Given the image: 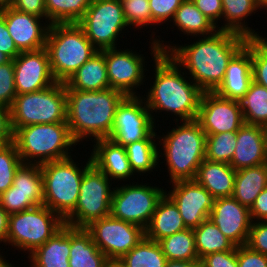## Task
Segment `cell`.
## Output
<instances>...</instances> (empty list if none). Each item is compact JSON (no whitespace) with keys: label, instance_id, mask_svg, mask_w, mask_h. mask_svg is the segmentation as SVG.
<instances>
[{"label":"cell","instance_id":"55","mask_svg":"<svg viewBox=\"0 0 267 267\" xmlns=\"http://www.w3.org/2000/svg\"><path fill=\"white\" fill-rule=\"evenodd\" d=\"M102 267H124V265L120 260L107 259Z\"/></svg>","mask_w":267,"mask_h":267},{"label":"cell","instance_id":"33","mask_svg":"<svg viewBox=\"0 0 267 267\" xmlns=\"http://www.w3.org/2000/svg\"><path fill=\"white\" fill-rule=\"evenodd\" d=\"M156 129L146 138L127 144L125 147L128 161L135 175L153 172L160 162L159 147L156 144L158 139ZM156 138V139H155Z\"/></svg>","mask_w":267,"mask_h":267},{"label":"cell","instance_id":"53","mask_svg":"<svg viewBox=\"0 0 267 267\" xmlns=\"http://www.w3.org/2000/svg\"><path fill=\"white\" fill-rule=\"evenodd\" d=\"M9 224V214L0 205V244H6Z\"/></svg>","mask_w":267,"mask_h":267},{"label":"cell","instance_id":"46","mask_svg":"<svg viewBox=\"0 0 267 267\" xmlns=\"http://www.w3.org/2000/svg\"><path fill=\"white\" fill-rule=\"evenodd\" d=\"M200 260L202 267H238L237 246L230 251L208 254Z\"/></svg>","mask_w":267,"mask_h":267},{"label":"cell","instance_id":"8","mask_svg":"<svg viewBox=\"0 0 267 267\" xmlns=\"http://www.w3.org/2000/svg\"><path fill=\"white\" fill-rule=\"evenodd\" d=\"M10 115L14 133L34 124L67 123L65 83L56 82L38 92L16 95Z\"/></svg>","mask_w":267,"mask_h":267},{"label":"cell","instance_id":"6","mask_svg":"<svg viewBox=\"0 0 267 267\" xmlns=\"http://www.w3.org/2000/svg\"><path fill=\"white\" fill-rule=\"evenodd\" d=\"M14 143L23 163L43 164L71 157L77 143L67 123L34 124L19 128Z\"/></svg>","mask_w":267,"mask_h":267},{"label":"cell","instance_id":"27","mask_svg":"<svg viewBox=\"0 0 267 267\" xmlns=\"http://www.w3.org/2000/svg\"><path fill=\"white\" fill-rule=\"evenodd\" d=\"M110 88L103 50L97 51L66 82V90L102 91Z\"/></svg>","mask_w":267,"mask_h":267},{"label":"cell","instance_id":"13","mask_svg":"<svg viewBox=\"0 0 267 267\" xmlns=\"http://www.w3.org/2000/svg\"><path fill=\"white\" fill-rule=\"evenodd\" d=\"M85 229L107 259L120 260L145 237L139 225L107 216L91 222Z\"/></svg>","mask_w":267,"mask_h":267},{"label":"cell","instance_id":"3","mask_svg":"<svg viewBox=\"0 0 267 267\" xmlns=\"http://www.w3.org/2000/svg\"><path fill=\"white\" fill-rule=\"evenodd\" d=\"M125 97L112 88L93 92L66 90L67 124L74 141L78 144L87 138H108L116 108Z\"/></svg>","mask_w":267,"mask_h":267},{"label":"cell","instance_id":"16","mask_svg":"<svg viewBox=\"0 0 267 267\" xmlns=\"http://www.w3.org/2000/svg\"><path fill=\"white\" fill-rule=\"evenodd\" d=\"M0 205L10 215L43 205V176L39 164L22 163L12 186L0 194Z\"/></svg>","mask_w":267,"mask_h":267},{"label":"cell","instance_id":"11","mask_svg":"<svg viewBox=\"0 0 267 267\" xmlns=\"http://www.w3.org/2000/svg\"><path fill=\"white\" fill-rule=\"evenodd\" d=\"M77 24L98 51L117 48L118 37L129 27L119 0H93Z\"/></svg>","mask_w":267,"mask_h":267},{"label":"cell","instance_id":"48","mask_svg":"<svg viewBox=\"0 0 267 267\" xmlns=\"http://www.w3.org/2000/svg\"><path fill=\"white\" fill-rule=\"evenodd\" d=\"M196 7L218 28L222 18V0H192ZM218 24V25H217Z\"/></svg>","mask_w":267,"mask_h":267},{"label":"cell","instance_id":"56","mask_svg":"<svg viewBox=\"0 0 267 267\" xmlns=\"http://www.w3.org/2000/svg\"><path fill=\"white\" fill-rule=\"evenodd\" d=\"M6 257L2 256L0 253V267H16L13 264L9 263V260L5 259Z\"/></svg>","mask_w":267,"mask_h":267},{"label":"cell","instance_id":"35","mask_svg":"<svg viewBox=\"0 0 267 267\" xmlns=\"http://www.w3.org/2000/svg\"><path fill=\"white\" fill-rule=\"evenodd\" d=\"M244 122L267 126V88L252 81L248 91L240 100Z\"/></svg>","mask_w":267,"mask_h":267},{"label":"cell","instance_id":"32","mask_svg":"<svg viewBox=\"0 0 267 267\" xmlns=\"http://www.w3.org/2000/svg\"><path fill=\"white\" fill-rule=\"evenodd\" d=\"M173 25L182 34L193 37H203L214 34L218 28L194 4L192 0H184L176 10Z\"/></svg>","mask_w":267,"mask_h":267},{"label":"cell","instance_id":"22","mask_svg":"<svg viewBox=\"0 0 267 267\" xmlns=\"http://www.w3.org/2000/svg\"><path fill=\"white\" fill-rule=\"evenodd\" d=\"M253 81L251 38L228 62L225 77L214 91L220 97L240 101Z\"/></svg>","mask_w":267,"mask_h":267},{"label":"cell","instance_id":"60","mask_svg":"<svg viewBox=\"0 0 267 267\" xmlns=\"http://www.w3.org/2000/svg\"><path fill=\"white\" fill-rule=\"evenodd\" d=\"M265 166H266V168H267V148H266V153H265Z\"/></svg>","mask_w":267,"mask_h":267},{"label":"cell","instance_id":"52","mask_svg":"<svg viewBox=\"0 0 267 267\" xmlns=\"http://www.w3.org/2000/svg\"><path fill=\"white\" fill-rule=\"evenodd\" d=\"M249 210L252 221H267V187L256 197Z\"/></svg>","mask_w":267,"mask_h":267},{"label":"cell","instance_id":"54","mask_svg":"<svg viewBox=\"0 0 267 267\" xmlns=\"http://www.w3.org/2000/svg\"><path fill=\"white\" fill-rule=\"evenodd\" d=\"M165 267H202L201 260L190 261L167 260Z\"/></svg>","mask_w":267,"mask_h":267},{"label":"cell","instance_id":"40","mask_svg":"<svg viewBox=\"0 0 267 267\" xmlns=\"http://www.w3.org/2000/svg\"><path fill=\"white\" fill-rule=\"evenodd\" d=\"M22 163L14 142L0 145V194L12 186L15 172Z\"/></svg>","mask_w":267,"mask_h":267},{"label":"cell","instance_id":"37","mask_svg":"<svg viewBox=\"0 0 267 267\" xmlns=\"http://www.w3.org/2000/svg\"><path fill=\"white\" fill-rule=\"evenodd\" d=\"M93 0H45L48 24L78 23Z\"/></svg>","mask_w":267,"mask_h":267},{"label":"cell","instance_id":"36","mask_svg":"<svg viewBox=\"0 0 267 267\" xmlns=\"http://www.w3.org/2000/svg\"><path fill=\"white\" fill-rule=\"evenodd\" d=\"M120 261L124 267H165L167 258L159 242L145 236Z\"/></svg>","mask_w":267,"mask_h":267},{"label":"cell","instance_id":"1","mask_svg":"<svg viewBox=\"0 0 267 267\" xmlns=\"http://www.w3.org/2000/svg\"><path fill=\"white\" fill-rule=\"evenodd\" d=\"M158 38L155 41L160 52L168 54L203 92H214L220 86L228 62L247 40L242 35L223 30H217L203 38L201 36L190 45L182 46L165 45L159 36Z\"/></svg>","mask_w":267,"mask_h":267},{"label":"cell","instance_id":"17","mask_svg":"<svg viewBox=\"0 0 267 267\" xmlns=\"http://www.w3.org/2000/svg\"><path fill=\"white\" fill-rule=\"evenodd\" d=\"M196 120L206 135L237 132L245 124L240 101L215 92H203Z\"/></svg>","mask_w":267,"mask_h":267},{"label":"cell","instance_id":"49","mask_svg":"<svg viewBox=\"0 0 267 267\" xmlns=\"http://www.w3.org/2000/svg\"><path fill=\"white\" fill-rule=\"evenodd\" d=\"M0 52L14 60L21 52L11 38L3 15L0 13Z\"/></svg>","mask_w":267,"mask_h":267},{"label":"cell","instance_id":"42","mask_svg":"<svg viewBox=\"0 0 267 267\" xmlns=\"http://www.w3.org/2000/svg\"><path fill=\"white\" fill-rule=\"evenodd\" d=\"M253 81L267 88V37L251 38Z\"/></svg>","mask_w":267,"mask_h":267},{"label":"cell","instance_id":"2","mask_svg":"<svg viewBox=\"0 0 267 267\" xmlns=\"http://www.w3.org/2000/svg\"><path fill=\"white\" fill-rule=\"evenodd\" d=\"M152 32L151 46L149 48L154 61L153 85L150 83L146 95L142 98L147 104L155 123L154 112H171L175 115V123L179 121L195 120L198 115L203 91L184 75V71L170 58L168 54L161 53L156 43L157 36ZM156 38H153V37ZM153 54V55H152ZM189 78V79H188ZM190 81V82H189ZM146 96V97H145ZM159 110V111H158ZM154 115V116H153ZM179 118V119H178Z\"/></svg>","mask_w":267,"mask_h":267},{"label":"cell","instance_id":"18","mask_svg":"<svg viewBox=\"0 0 267 267\" xmlns=\"http://www.w3.org/2000/svg\"><path fill=\"white\" fill-rule=\"evenodd\" d=\"M165 194L177 206L186 228L194 229L209 219L214 198L195 179L173 182L172 190Z\"/></svg>","mask_w":267,"mask_h":267},{"label":"cell","instance_id":"38","mask_svg":"<svg viewBox=\"0 0 267 267\" xmlns=\"http://www.w3.org/2000/svg\"><path fill=\"white\" fill-rule=\"evenodd\" d=\"M167 260L190 261L199 259L193 229H185L159 241Z\"/></svg>","mask_w":267,"mask_h":267},{"label":"cell","instance_id":"15","mask_svg":"<svg viewBox=\"0 0 267 267\" xmlns=\"http://www.w3.org/2000/svg\"><path fill=\"white\" fill-rule=\"evenodd\" d=\"M131 49L111 48L103 50L110 88L125 96H140L135 90L143 85L145 77V57ZM145 71V72H144ZM139 86V87H138Z\"/></svg>","mask_w":267,"mask_h":267},{"label":"cell","instance_id":"28","mask_svg":"<svg viewBox=\"0 0 267 267\" xmlns=\"http://www.w3.org/2000/svg\"><path fill=\"white\" fill-rule=\"evenodd\" d=\"M187 229L175 203L164 194L159 200L152 219L145 229L148 239L159 242L161 239Z\"/></svg>","mask_w":267,"mask_h":267},{"label":"cell","instance_id":"7","mask_svg":"<svg viewBox=\"0 0 267 267\" xmlns=\"http://www.w3.org/2000/svg\"><path fill=\"white\" fill-rule=\"evenodd\" d=\"M71 157L40 165L43 176V205L63 220L75 209L84 172L93 164L91 155L78 167Z\"/></svg>","mask_w":267,"mask_h":267},{"label":"cell","instance_id":"29","mask_svg":"<svg viewBox=\"0 0 267 267\" xmlns=\"http://www.w3.org/2000/svg\"><path fill=\"white\" fill-rule=\"evenodd\" d=\"M69 267H102L106 255L93 242L85 228L70 226Z\"/></svg>","mask_w":267,"mask_h":267},{"label":"cell","instance_id":"30","mask_svg":"<svg viewBox=\"0 0 267 267\" xmlns=\"http://www.w3.org/2000/svg\"><path fill=\"white\" fill-rule=\"evenodd\" d=\"M222 7L224 26H219L218 30L233 32L247 39L263 37V35L261 36L258 32H255L245 22L248 16L258 12V0H222Z\"/></svg>","mask_w":267,"mask_h":267},{"label":"cell","instance_id":"19","mask_svg":"<svg viewBox=\"0 0 267 267\" xmlns=\"http://www.w3.org/2000/svg\"><path fill=\"white\" fill-rule=\"evenodd\" d=\"M17 95L44 90L57 81L54 79L46 48L21 52L14 60Z\"/></svg>","mask_w":267,"mask_h":267},{"label":"cell","instance_id":"58","mask_svg":"<svg viewBox=\"0 0 267 267\" xmlns=\"http://www.w3.org/2000/svg\"><path fill=\"white\" fill-rule=\"evenodd\" d=\"M266 9L267 12V0H258V9Z\"/></svg>","mask_w":267,"mask_h":267},{"label":"cell","instance_id":"10","mask_svg":"<svg viewBox=\"0 0 267 267\" xmlns=\"http://www.w3.org/2000/svg\"><path fill=\"white\" fill-rule=\"evenodd\" d=\"M110 181L92 164L84 172L78 202L75 209L64 219V224L74 228H85L94 220L110 216L114 191Z\"/></svg>","mask_w":267,"mask_h":267},{"label":"cell","instance_id":"34","mask_svg":"<svg viewBox=\"0 0 267 267\" xmlns=\"http://www.w3.org/2000/svg\"><path fill=\"white\" fill-rule=\"evenodd\" d=\"M193 233L199 259L211 253L230 251L236 247L210 219H206L194 228Z\"/></svg>","mask_w":267,"mask_h":267},{"label":"cell","instance_id":"26","mask_svg":"<svg viewBox=\"0 0 267 267\" xmlns=\"http://www.w3.org/2000/svg\"><path fill=\"white\" fill-rule=\"evenodd\" d=\"M235 175L236 170L228 163L205 159L198 168L195 180L217 199L232 197Z\"/></svg>","mask_w":267,"mask_h":267},{"label":"cell","instance_id":"14","mask_svg":"<svg viewBox=\"0 0 267 267\" xmlns=\"http://www.w3.org/2000/svg\"><path fill=\"white\" fill-rule=\"evenodd\" d=\"M156 127L142 96H126L117 106L108 137L114 143L127 144L146 139Z\"/></svg>","mask_w":267,"mask_h":267},{"label":"cell","instance_id":"57","mask_svg":"<svg viewBox=\"0 0 267 267\" xmlns=\"http://www.w3.org/2000/svg\"><path fill=\"white\" fill-rule=\"evenodd\" d=\"M14 0H0V9L11 7Z\"/></svg>","mask_w":267,"mask_h":267},{"label":"cell","instance_id":"9","mask_svg":"<svg viewBox=\"0 0 267 267\" xmlns=\"http://www.w3.org/2000/svg\"><path fill=\"white\" fill-rule=\"evenodd\" d=\"M63 225L64 220L45 205L10 214L6 245L31 254Z\"/></svg>","mask_w":267,"mask_h":267},{"label":"cell","instance_id":"61","mask_svg":"<svg viewBox=\"0 0 267 267\" xmlns=\"http://www.w3.org/2000/svg\"><path fill=\"white\" fill-rule=\"evenodd\" d=\"M264 129H265V134H266V148H267V126L264 127Z\"/></svg>","mask_w":267,"mask_h":267},{"label":"cell","instance_id":"21","mask_svg":"<svg viewBox=\"0 0 267 267\" xmlns=\"http://www.w3.org/2000/svg\"><path fill=\"white\" fill-rule=\"evenodd\" d=\"M209 219L236 246L246 244L252 223L250 210L235 198L214 199Z\"/></svg>","mask_w":267,"mask_h":267},{"label":"cell","instance_id":"43","mask_svg":"<svg viewBox=\"0 0 267 267\" xmlns=\"http://www.w3.org/2000/svg\"><path fill=\"white\" fill-rule=\"evenodd\" d=\"M13 60L0 64V105L11 107L16 97Z\"/></svg>","mask_w":267,"mask_h":267},{"label":"cell","instance_id":"31","mask_svg":"<svg viewBox=\"0 0 267 267\" xmlns=\"http://www.w3.org/2000/svg\"><path fill=\"white\" fill-rule=\"evenodd\" d=\"M267 187V168L265 164L236 170L232 197L249 209L256 197Z\"/></svg>","mask_w":267,"mask_h":267},{"label":"cell","instance_id":"4","mask_svg":"<svg viewBox=\"0 0 267 267\" xmlns=\"http://www.w3.org/2000/svg\"><path fill=\"white\" fill-rule=\"evenodd\" d=\"M166 135L159 136V154L165 157V163L173 183L180 180H194L200 164L205 160L207 135L199 122L181 121ZM161 137V138H160Z\"/></svg>","mask_w":267,"mask_h":267},{"label":"cell","instance_id":"39","mask_svg":"<svg viewBox=\"0 0 267 267\" xmlns=\"http://www.w3.org/2000/svg\"><path fill=\"white\" fill-rule=\"evenodd\" d=\"M237 145V132L207 135L205 159L230 164Z\"/></svg>","mask_w":267,"mask_h":267},{"label":"cell","instance_id":"41","mask_svg":"<svg viewBox=\"0 0 267 267\" xmlns=\"http://www.w3.org/2000/svg\"><path fill=\"white\" fill-rule=\"evenodd\" d=\"M124 17L130 26L135 29L141 30V27L145 28L155 23L152 21L151 9L149 6V0H127L122 2ZM146 25V26H145Z\"/></svg>","mask_w":267,"mask_h":267},{"label":"cell","instance_id":"5","mask_svg":"<svg viewBox=\"0 0 267 267\" xmlns=\"http://www.w3.org/2000/svg\"><path fill=\"white\" fill-rule=\"evenodd\" d=\"M45 48L54 79L64 83L98 51L77 23L51 24Z\"/></svg>","mask_w":267,"mask_h":267},{"label":"cell","instance_id":"51","mask_svg":"<svg viewBox=\"0 0 267 267\" xmlns=\"http://www.w3.org/2000/svg\"><path fill=\"white\" fill-rule=\"evenodd\" d=\"M14 142V132L11 126L10 108L0 105V145Z\"/></svg>","mask_w":267,"mask_h":267},{"label":"cell","instance_id":"24","mask_svg":"<svg viewBox=\"0 0 267 267\" xmlns=\"http://www.w3.org/2000/svg\"><path fill=\"white\" fill-rule=\"evenodd\" d=\"M94 143L90 154L92 162L111 181H127L132 175L135 178L124 146L114 143L109 138L98 139Z\"/></svg>","mask_w":267,"mask_h":267},{"label":"cell","instance_id":"59","mask_svg":"<svg viewBox=\"0 0 267 267\" xmlns=\"http://www.w3.org/2000/svg\"><path fill=\"white\" fill-rule=\"evenodd\" d=\"M9 60L10 59L6 55H4L2 52H0V64H3Z\"/></svg>","mask_w":267,"mask_h":267},{"label":"cell","instance_id":"23","mask_svg":"<svg viewBox=\"0 0 267 267\" xmlns=\"http://www.w3.org/2000/svg\"><path fill=\"white\" fill-rule=\"evenodd\" d=\"M266 134L263 126L244 124L237 131V145L230 166L234 170L265 163Z\"/></svg>","mask_w":267,"mask_h":267},{"label":"cell","instance_id":"50","mask_svg":"<svg viewBox=\"0 0 267 267\" xmlns=\"http://www.w3.org/2000/svg\"><path fill=\"white\" fill-rule=\"evenodd\" d=\"M12 7L24 13L33 14L40 18L44 17V20H47L46 23H48L45 0H14Z\"/></svg>","mask_w":267,"mask_h":267},{"label":"cell","instance_id":"45","mask_svg":"<svg viewBox=\"0 0 267 267\" xmlns=\"http://www.w3.org/2000/svg\"><path fill=\"white\" fill-rule=\"evenodd\" d=\"M245 245L254 251L267 255V221H252Z\"/></svg>","mask_w":267,"mask_h":267},{"label":"cell","instance_id":"44","mask_svg":"<svg viewBox=\"0 0 267 267\" xmlns=\"http://www.w3.org/2000/svg\"><path fill=\"white\" fill-rule=\"evenodd\" d=\"M184 0H149L152 21L161 25L173 20L176 10ZM170 19V20H169Z\"/></svg>","mask_w":267,"mask_h":267},{"label":"cell","instance_id":"12","mask_svg":"<svg viewBox=\"0 0 267 267\" xmlns=\"http://www.w3.org/2000/svg\"><path fill=\"white\" fill-rule=\"evenodd\" d=\"M134 183L114 187L110 215L116 219L139 225L145 230L166 190L153 185L149 186L147 183L143 184V182Z\"/></svg>","mask_w":267,"mask_h":267},{"label":"cell","instance_id":"20","mask_svg":"<svg viewBox=\"0 0 267 267\" xmlns=\"http://www.w3.org/2000/svg\"><path fill=\"white\" fill-rule=\"evenodd\" d=\"M11 38L20 52L36 51L46 46L50 24L41 23L44 18L24 13L15 8L0 9ZM42 19V21H41Z\"/></svg>","mask_w":267,"mask_h":267},{"label":"cell","instance_id":"25","mask_svg":"<svg viewBox=\"0 0 267 267\" xmlns=\"http://www.w3.org/2000/svg\"><path fill=\"white\" fill-rule=\"evenodd\" d=\"M69 253L70 226L64 224L42 246L29 254V267H69Z\"/></svg>","mask_w":267,"mask_h":267},{"label":"cell","instance_id":"47","mask_svg":"<svg viewBox=\"0 0 267 267\" xmlns=\"http://www.w3.org/2000/svg\"><path fill=\"white\" fill-rule=\"evenodd\" d=\"M237 262L238 267H267V255L241 245L237 246Z\"/></svg>","mask_w":267,"mask_h":267}]
</instances>
